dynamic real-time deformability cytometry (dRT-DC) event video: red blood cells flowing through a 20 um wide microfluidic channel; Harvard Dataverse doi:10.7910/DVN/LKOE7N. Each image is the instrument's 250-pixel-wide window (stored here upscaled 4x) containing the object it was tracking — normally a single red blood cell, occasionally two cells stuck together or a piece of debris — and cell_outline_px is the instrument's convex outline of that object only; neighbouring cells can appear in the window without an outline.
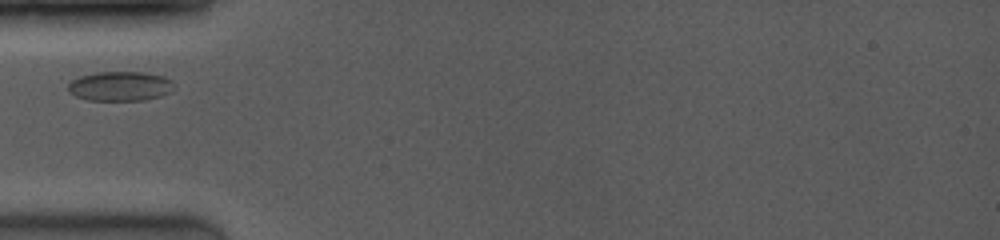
{"species": "common noctule bat (a hibernating species)", "species_latin": "Nyctalus noctula", "temperature_condition": "room temperature", "stored_images_in_passage": 24, "camera_frame_rate_fps": 4000, "um_per_image_px": 0.085, "animal": {"sex": "female", "body_mass_g": 19.0, "forearm_length_mm": 53.3}, "frame": {"image": 1, "passage_image": 1, "time_ms": 0.0, "image_size_px": [1000, 240], "cell_outline_px": [[172, 92], [160, 96], [144, 100], [88, 100], [76, 96], [68, 92], [68, 84], [72, 80], [80, 76], [100, 72], [140, 72], [160, 76], [172, 80]], "centroid_in_image_um": [10.19, 7.33], "position_along_channel_um": 74.8, "area_um2": 18.03}}
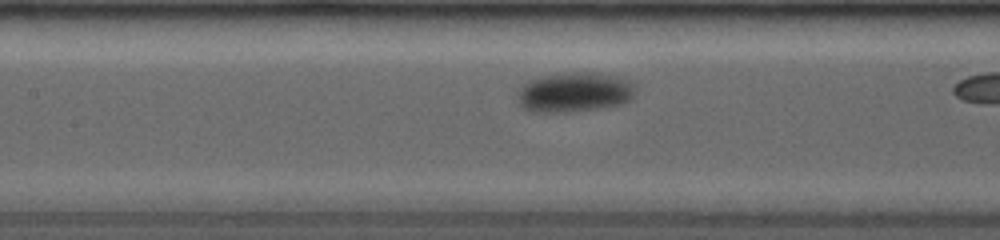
{"frame": {"image": 2, "passage_image": 6, "time_ms": 1.25, "image_size_px": [1000, 240], "cell_outline_px": [[632, 100], [624, 104], [608, 108], [568, 112], [528, 112], [520, 104], [520, 92], [528, 84], [536, 80], [556, 76], [592, 76], [620, 80], [632, 92]], "centroid_in_image_um": [48.77, 8.01], "position_along_channel_um": 158.6, "area_um2": 24.45}}